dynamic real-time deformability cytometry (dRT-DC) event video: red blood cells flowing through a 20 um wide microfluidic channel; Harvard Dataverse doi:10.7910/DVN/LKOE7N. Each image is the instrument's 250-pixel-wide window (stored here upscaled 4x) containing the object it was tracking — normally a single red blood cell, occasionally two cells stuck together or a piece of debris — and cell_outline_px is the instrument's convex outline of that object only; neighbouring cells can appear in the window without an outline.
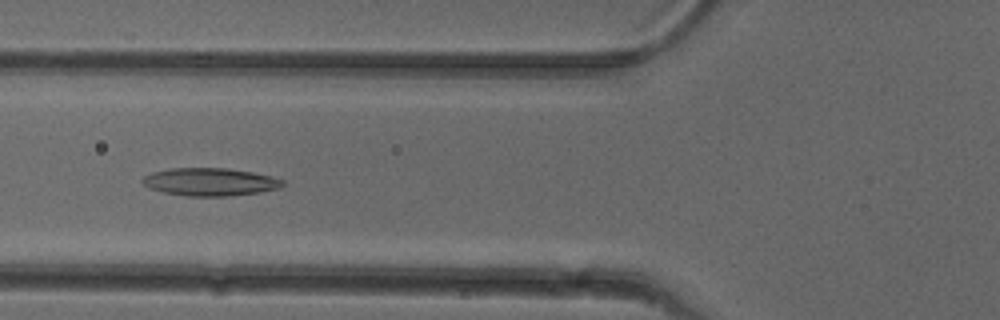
{"species": "common noctule bat (a hibernating species)", "species_latin": "Nyctalus noctula", "temperature_condition": "cold", "stored_images_in_passage": 41, "camera_frame_rate_fps": 3000, "um_per_image_px": 0.085, "animal": {"sex": "female"}, "frame": {"image": 1, "passage_image": 9, "time_ms": 2.667, "image_size_px": [1000, 320], "cell_outline_px": [[284, 184], [280, 188], [260, 192], [228, 196], [184, 196], [164, 192], [152, 188], [144, 184], [140, 180], [144, 176], [152, 172], [172, 168], [224, 168], [252, 172], [272, 176], [284, 180]], "centroid_in_image_um": [17.87, 15.46], "position_along_channel_um": 107.9, "area_um2": 22.66}}
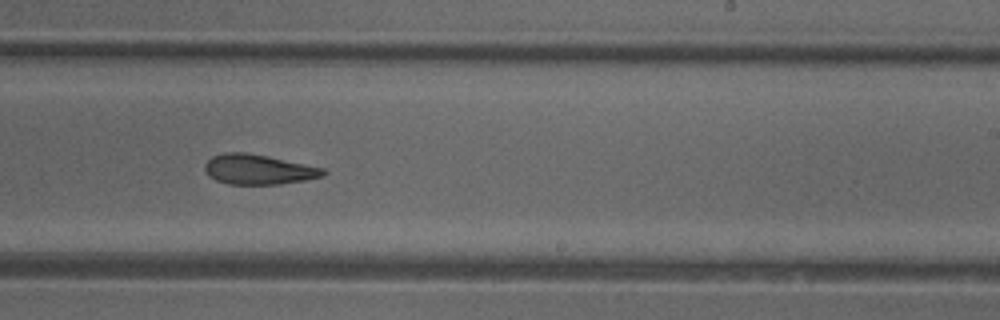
{"frame": {"image": 2, "passage_image": 21, "time_ms": 6.667, "image_size_px": [1000, 320], "cell_outline_px": [[328, 172], [324, 176], [304, 180], [280, 184], [228, 184], [216, 180], [208, 176], [204, 168], [204, 164], [212, 156], [224, 152], [244, 152], [268, 156], [324, 168]], "centroid_in_image_um": [21.95, 14.4], "position_along_channel_um": 267.0, "area_um2": 20.75}}
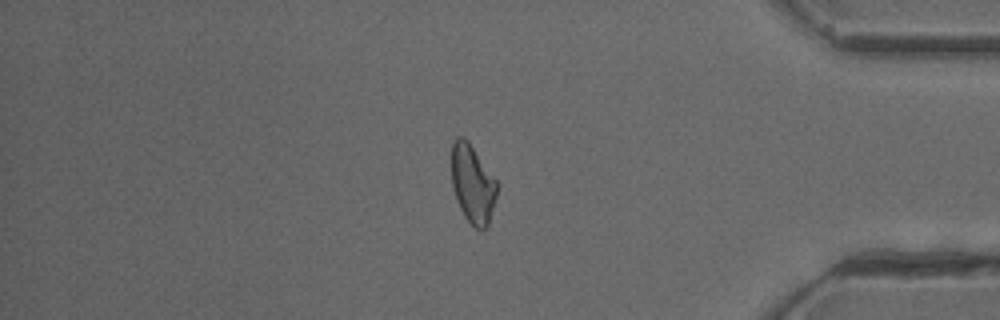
{"frame": {"image": 3, "passage_image": 33, "time_ms": 10.667, "image_size_px": [1000, 320], "cell_outline_px": [[496, 196], [488, 224], [480, 232], [464, 216], [456, 200], [452, 188], [452, 140], [456, 136], [464, 136], [468, 140], [496, 180]], "centroid_in_image_um": [40.14, 15.6], "position_along_channel_um": 395.1, "area_um2": 20.63}, "authors_computed_cell_mechanics": {"area_um2": 21.4438, "velocity_mm_per_s": 3.9792, "shape_relaxation_time_tau1_ms": null, "shape_relaxation_time_tau2_ms": 4.8326, "deformation_change_tau1": null, "deformation_change_tau2": 0.1482}}